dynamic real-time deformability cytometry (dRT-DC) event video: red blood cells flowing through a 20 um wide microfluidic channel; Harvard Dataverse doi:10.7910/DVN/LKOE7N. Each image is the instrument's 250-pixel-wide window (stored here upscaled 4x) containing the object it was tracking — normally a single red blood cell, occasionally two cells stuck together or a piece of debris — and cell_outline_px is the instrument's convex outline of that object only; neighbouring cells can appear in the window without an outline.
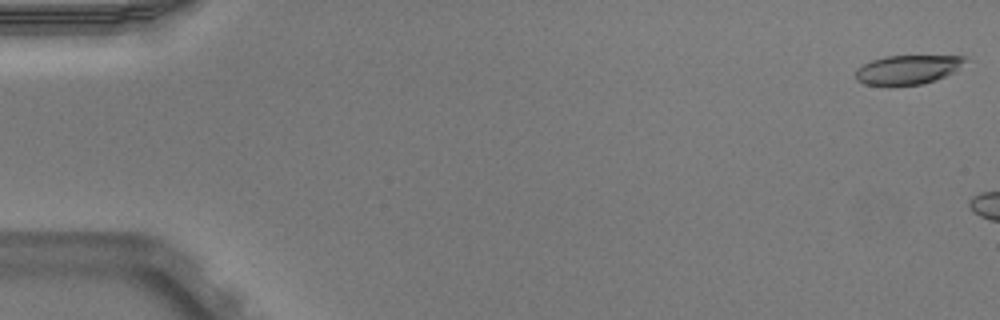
{"species": "Egyptian fruit bat (a non-hibernating species)", "species_latin": "Rousettus aegyptiacus", "temperature_condition": "warm", "stored_images_in_passage": 6, "camera_frame_rate_fps": 3000, "um_per_image_px": 0.085, "animal": {"sex": "male"}, "frame": {"image": 1, "passage_image": 1, "time_ms": 0.0, "image_size_px": [1000, 320], "cell_outline_px": [[972, 60], [956, 72], [936, 80], [920, 84], [892, 88], [888, 88], [864, 84], [856, 80], [856, 68], [872, 60], [884, 56], [968, 56]], "centroid_in_image_um": [77.21, 5.95], "position_along_channel_um": 7.8, "area_um2": 19.59}}